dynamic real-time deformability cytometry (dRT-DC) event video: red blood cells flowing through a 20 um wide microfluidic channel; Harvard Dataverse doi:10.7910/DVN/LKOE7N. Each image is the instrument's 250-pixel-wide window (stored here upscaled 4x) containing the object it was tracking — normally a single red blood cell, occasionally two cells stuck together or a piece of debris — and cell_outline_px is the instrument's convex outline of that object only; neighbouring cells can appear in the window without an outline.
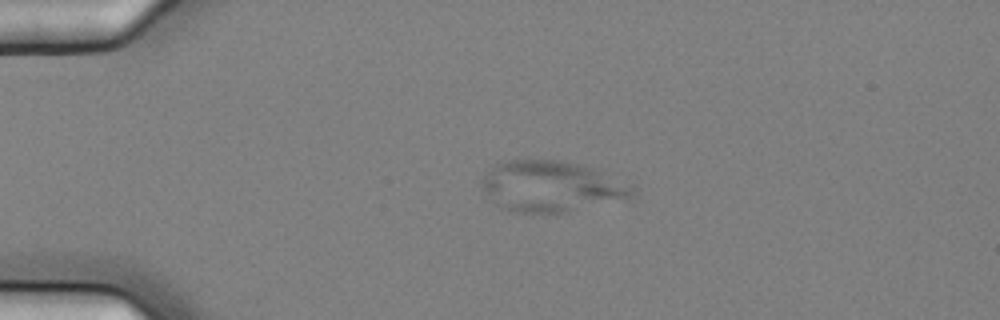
{"species": "common noctule bat (a hibernating species)", "species_latin": "Nyctalus noctula", "temperature_condition": "cold", "stored_images_in_passage": 2, "camera_frame_rate_fps": 3000, "um_per_image_px": 0.085, "animal": {"sex": "female", "body_mass_g": 25.1}, "frame": {"image": 1, "passage_image": 1, "time_ms": 0.0, "image_size_px": [1000, 320], "cell_outline_px": [[636, 196], [632, 200], [560, 212], [520, 212], [496, 204], [480, 188], [480, 184], [484, 176], [492, 164], [500, 160], [556, 160], [596, 168], [636, 188]], "centroid_in_image_um": [46.91, 15.83], "position_along_channel_um": 38.1, "area_um2": 44.91}}